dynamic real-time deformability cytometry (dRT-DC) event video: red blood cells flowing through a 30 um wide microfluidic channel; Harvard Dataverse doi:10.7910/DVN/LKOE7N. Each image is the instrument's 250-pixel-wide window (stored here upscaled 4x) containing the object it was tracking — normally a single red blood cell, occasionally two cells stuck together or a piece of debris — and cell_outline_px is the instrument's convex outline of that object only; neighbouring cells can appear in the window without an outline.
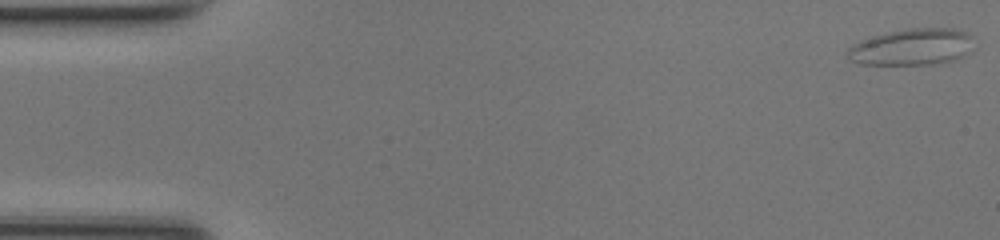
{"species": "common noctule bat (a hibernating species)", "species_latin": "Nyctalus noctula", "temperature_condition": "room temperature", "stored_images_in_passage": 50, "camera_frame_rate_fps": 3000, "um_per_image_px": 0.085, "animal": {"sex": "female", "body_mass_g": 17.0, "forearm_length_mm": 48.0}, "frame": {"image": 1, "passage_image": 1, "time_ms": 0.0, "image_size_px": [1000, 240], "cell_outline_px": [[976, 48], [972, 52], [956, 60], [936, 64], [860, 64], [848, 60], [848, 48], [852, 44], [860, 40], [872, 36], [888, 32], [908, 28], [956, 28], [968, 32], [976, 36]], "centroid_in_image_um": [77.65, 3.98], "position_along_channel_um": 7.4, "area_um2": 27.8}}
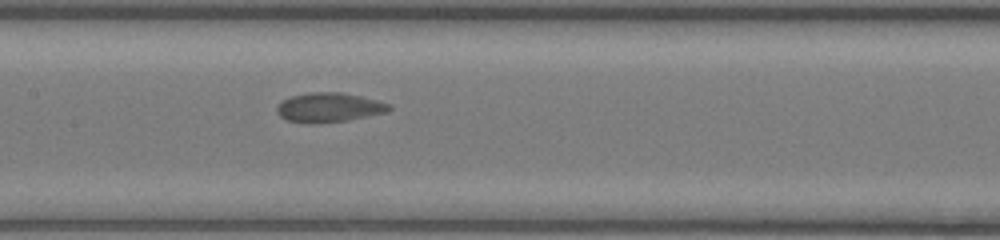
{"frame": {"image": 2, "passage_image": 24, "time_ms": 7.667, "image_size_px": [1000, 240], "cell_outline_px": [[392, 108], [384, 112], [348, 120], [316, 124], [308, 124], [288, 120], [280, 116], [276, 112], [276, 108], [284, 100], [292, 96], [308, 92], [344, 92], [376, 100], [388, 104]], "centroid_in_image_um": [27.92, 9.14], "position_along_channel_um": 179.5, "area_um2": 19.07}}
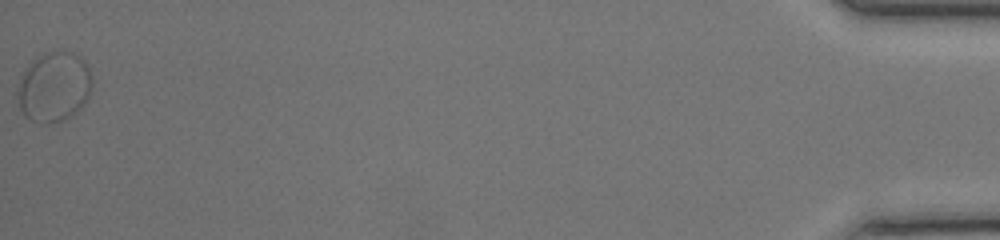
{"frame": {"image": 3, "passage_image": 50, "time_ms": 16.333, "image_size_px": [1000, 240], "cell_outline_px": [[92, 88], [88, 100], [76, 112], [60, 120], [48, 124], [44, 124], [32, 120], [24, 116], [20, 108], [16, 92], [20, 80], [24, 72], [32, 60], [36, 56], [48, 52], [72, 52], [80, 56], [88, 64], [92, 76]], "centroid_in_image_um": [4.61, 7.38], "position_along_channel_um": 430.6, "area_um2": 30.52}}